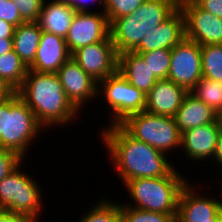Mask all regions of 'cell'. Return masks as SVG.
Wrapping results in <instances>:
<instances>
[{
  "mask_svg": "<svg viewBox=\"0 0 222 222\" xmlns=\"http://www.w3.org/2000/svg\"><path fill=\"white\" fill-rule=\"evenodd\" d=\"M102 129L104 147L122 182L168 176L175 168L165 153L130 136L119 124Z\"/></svg>",
  "mask_w": 222,
  "mask_h": 222,
  "instance_id": "1",
  "label": "cell"
},
{
  "mask_svg": "<svg viewBox=\"0 0 222 222\" xmlns=\"http://www.w3.org/2000/svg\"><path fill=\"white\" fill-rule=\"evenodd\" d=\"M17 93L44 129L66 126L73 122V118L76 119L77 114L80 115L66 97L56 73L28 69L23 85Z\"/></svg>",
  "mask_w": 222,
  "mask_h": 222,
  "instance_id": "2",
  "label": "cell"
},
{
  "mask_svg": "<svg viewBox=\"0 0 222 222\" xmlns=\"http://www.w3.org/2000/svg\"><path fill=\"white\" fill-rule=\"evenodd\" d=\"M179 8V0H146L132 14L110 24V36L118 54L132 52L143 37Z\"/></svg>",
  "mask_w": 222,
  "mask_h": 222,
  "instance_id": "3",
  "label": "cell"
},
{
  "mask_svg": "<svg viewBox=\"0 0 222 222\" xmlns=\"http://www.w3.org/2000/svg\"><path fill=\"white\" fill-rule=\"evenodd\" d=\"M188 182L177 169L168 176L131 179L123 184L131 197L130 203L124 205L144 211L177 214L180 193Z\"/></svg>",
  "mask_w": 222,
  "mask_h": 222,
  "instance_id": "4",
  "label": "cell"
},
{
  "mask_svg": "<svg viewBox=\"0 0 222 222\" xmlns=\"http://www.w3.org/2000/svg\"><path fill=\"white\" fill-rule=\"evenodd\" d=\"M41 129L44 128L17 92L0 102L1 148L14 151L24 158Z\"/></svg>",
  "mask_w": 222,
  "mask_h": 222,
  "instance_id": "5",
  "label": "cell"
},
{
  "mask_svg": "<svg viewBox=\"0 0 222 222\" xmlns=\"http://www.w3.org/2000/svg\"><path fill=\"white\" fill-rule=\"evenodd\" d=\"M119 125L130 136L165 154L181 147V133L174 117L141 111L127 116Z\"/></svg>",
  "mask_w": 222,
  "mask_h": 222,
  "instance_id": "6",
  "label": "cell"
},
{
  "mask_svg": "<svg viewBox=\"0 0 222 222\" xmlns=\"http://www.w3.org/2000/svg\"><path fill=\"white\" fill-rule=\"evenodd\" d=\"M19 167L0 181V210L23 214L38 222L43 210V191L37 178L23 173Z\"/></svg>",
  "mask_w": 222,
  "mask_h": 222,
  "instance_id": "7",
  "label": "cell"
},
{
  "mask_svg": "<svg viewBox=\"0 0 222 222\" xmlns=\"http://www.w3.org/2000/svg\"><path fill=\"white\" fill-rule=\"evenodd\" d=\"M97 93L98 97L103 95L112 110L109 126L119 124L131 114L145 111L146 95L118 71L98 82Z\"/></svg>",
  "mask_w": 222,
  "mask_h": 222,
  "instance_id": "8",
  "label": "cell"
},
{
  "mask_svg": "<svg viewBox=\"0 0 222 222\" xmlns=\"http://www.w3.org/2000/svg\"><path fill=\"white\" fill-rule=\"evenodd\" d=\"M202 77L200 45L185 37L171 49L167 79L189 92Z\"/></svg>",
  "mask_w": 222,
  "mask_h": 222,
  "instance_id": "9",
  "label": "cell"
},
{
  "mask_svg": "<svg viewBox=\"0 0 222 222\" xmlns=\"http://www.w3.org/2000/svg\"><path fill=\"white\" fill-rule=\"evenodd\" d=\"M185 19V37L200 46L222 44V18L201 9L193 0H179Z\"/></svg>",
  "mask_w": 222,
  "mask_h": 222,
  "instance_id": "10",
  "label": "cell"
},
{
  "mask_svg": "<svg viewBox=\"0 0 222 222\" xmlns=\"http://www.w3.org/2000/svg\"><path fill=\"white\" fill-rule=\"evenodd\" d=\"M71 58L97 82L118 71V53L111 36L101 42L77 49Z\"/></svg>",
  "mask_w": 222,
  "mask_h": 222,
  "instance_id": "11",
  "label": "cell"
},
{
  "mask_svg": "<svg viewBox=\"0 0 222 222\" xmlns=\"http://www.w3.org/2000/svg\"><path fill=\"white\" fill-rule=\"evenodd\" d=\"M110 24L102 12H76L65 41L71 55L82 47L106 40Z\"/></svg>",
  "mask_w": 222,
  "mask_h": 222,
  "instance_id": "12",
  "label": "cell"
},
{
  "mask_svg": "<svg viewBox=\"0 0 222 222\" xmlns=\"http://www.w3.org/2000/svg\"><path fill=\"white\" fill-rule=\"evenodd\" d=\"M193 186L188 182L182 189L176 220L178 222H222V200L203 196L196 192L198 188H195L194 184Z\"/></svg>",
  "mask_w": 222,
  "mask_h": 222,
  "instance_id": "13",
  "label": "cell"
},
{
  "mask_svg": "<svg viewBox=\"0 0 222 222\" xmlns=\"http://www.w3.org/2000/svg\"><path fill=\"white\" fill-rule=\"evenodd\" d=\"M56 74L66 97L79 112L87 101L98 97V82L84 72L72 58L66 61Z\"/></svg>",
  "mask_w": 222,
  "mask_h": 222,
  "instance_id": "14",
  "label": "cell"
},
{
  "mask_svg": "<svg viewBox=\"0 0 222 222\" xmlns=\"http://www.w3.org/2000/svg\"><path fill=\"white\" fill-rule=\"evenodd\" d=\"M221 128L222 122L218 119L216 122L183 132L181 134V148L187 159L196 162L204 159L212 160Z\"/></svg>",
  "mask_w": 222,
  "mask_h": 222,
  "instance_id": "15",
  "label": "cell"
},
{
  "mask_svg": "<svg viewBox=\"0 0 222 222\" xmlns=\"http://www.w3.org/2000/svg\"><path fill=\"white\" fill-rule=\"evenodd\" d=\"M185 38V19L183 12L178 8L167 20L154 27L139 45L132 51L143 53L157 49H172Z\"/></svg>",
  "mask_w": 222,
  "mask_h": 222,
  "instance_id": "16",
  "label": "cell"
},
{
  "mask_svg": "<svg viewBox=\"0 0 222 222\" xmlns=\"http://www.w3.org/2000/svg\"><path fill=\"white\" fill-rule=\"evenodd\" d=\"M188 91L169 79L158 80L146 94L145 111L174 117Z\"/></svg>",
  "mask_w": 222,
  "mask_h": 222,
  "instance_id": "17",
  "label": "cell"
},
{
  "mask_svg": "<svg viewBox=\"0 0 222 222\" xmlns=\"http://www.w3.org/2000/svg\"><path fill=\"white\" fill-rule=\"evenodd\" d=\"M71 58L65 38L42 31L34 62L28 69L56 73Z\"/></svg>",
  "mask_w": 222,
  "mask_h": 222,
  "instance_id": "18",
  "label": "cell"
},
{
  "mask_svg": "<svg viewBox=\"0 0 222 222\" xmlns=\"http://www.w3.org/2000/svg\"><path fill=\"white\" fill-rule=\"evenodd\" d=\"M179 132L216 122L219 114L188 92L174 116Z\"/></svg>",
  "mask_w": 222,
  "mask_h": 222,
  "instance_id": "19",
  "label": "cell"
},
{
  "mask_svg": "<svg viewBox=\"0 0 222 222\" xmlns=\"http://www.w3.org/2000/svg\"><path fill=\"white\" fill-rule=\"evenodd\" d=\"M76 11L62 1H44L37 23L44 32L65 38Z\"/></svg>",
  "mask_w": 222,
  "mask_h": 222,
  "instance_id": "20",
  "label": "cell"
},
{
  "mask_svg": "<svg viewBox=\"0 0 222 222\" xmlns=\"http://www.w3.org/2000/svg\"><path fill=\"white\" fill-rule=\"evenodd\" d=\"M118 72L145 95L158 81L143 58L134 52L118 54Z\"/></svg>",
  "mask_w": 222,
  "mask_h": 222,
  "instance_id": "21",
  "label": "cell"
},
{
  "mask_svg": "<svg viewBox=\"0 0 222 222\" xmlns=\"http://www.w3.org/2000/svg\"><path fill=\"white\" fill-rule=\"evenodd\" d=\"M41 34L42 29L37 22H24L18 27H15L13 50L27 67L35 60Z\"/></svg>",
  "mask_w": 222,
  "mask_h": 222,
  "instance_id": "22",
  "label": "cell"
},
{
  "mask_svg": "<svg viewBox=\"0 0 222 222\" xmlns=\"http://www.w3.org/2000/svg\"><path fill=\"white\" fill-rule=\"evenodd\" d=\"M27 70L14 50L0 56V77L16 92L22 87Z\"/></svg>",
  "mask_w": 222,
  "mask_h": 222,
  "instance_id": "23",
  "label": "cell"
},
{
  "mask_svg": "<svg viewBox=\"0 0 222 222\" xmlns=\"http://www.w3.org/2000/svg\"><path fill=\"white\" fill-rule=\"evenodd\" d=\"M200 49L203 77L222 82V44L202 45Z\"/></svg>",
  "mask_w": 222,
  "mask_h": 222,
  "instance_id": "24",
  "label": "cell"
},
{
  "mask_svg": "<svg viewBox=\"0 0 222 222\" xmlns=\"http://www.w3.org/2000/svg\"><path fill=\"white\" fill-rule=\"evenodd\" d=\"M218 114L222 111V82L202 77L189 91Z\"/></svg>",
  "mask_w": 222,
  "mask_h": 222,
  "instance_id": "25",
  "label": "cell"
},
{
  "mask_svg": "<svg viewBox=\"0 0 222 222\" xmlns=\"http://www.w3.org/2000/svg\"><path fill=\"white\" fill-rule=\"evenodd\" d=\"M96 203L78 219L79 222H121L120 202L102 198Z\"/></svg>",
  "mask_w": 222,
  "mask_h": 222,
  "instance_id": "26",
  "label": "cell"
},
{
  "mask_svg": "<svg viewBox=\"0 0 222 222\" xmlns=\"http://www.w3.org/2000/svg\"><path fill=\"white\" fill-rule=\"evenodd\" d=\"M139 54L158 80L167 79L171 63V49H157Z\"/></svg>",
  "mask_w": 222,
  "mask_h": 222,
  "instance_id": "27",
  "label": "cell"
},
{
  "mask_svg": "<svg viewBox=\"0 0 222 222\" xmlns=\"http://www.w3.org/2000/svg\"><path fill=\"white\" fill-rule=\"evenodd\" d=\"M121 222H173L176 214L144 211L120 203Z\"/></svg>",
  "mask_w": 222,
  "mask_h": 222,
  "instance_id": "28",
  "label": "cell"
},
{
  "mask_svg": "<svg viewBox=\"0 0 222 222\" xmlns=\"http://www.w3.org/2000/svg\"><path fill=\"white\" fill-rule=\"evenodd\" d=\"M146 0H105L104 14L109 24L136 11Z\"/></svg>",
  "mask_w": 222,
  "mask_h": 222,
  "instance_id": "29",
  "label": "cell"
},
{
  "mask_svg": "<svg viewBox=\"0 0 222 222\" xmlns=\"http://www.w3.org/2000/svg\"><path fill=\"white\" fill-rule=\"evenodd\" d=\"M24 22H37L45 0H11Z\"/></svg>",
  "mask_w": 222,
  "mask_h": 222,
  "instance_id": "30",
  "label": "cell"
},
{
  "mask_svg": "<svg viewBox=\"0 0 222 222\" xmlns=\"http://www.w3.org/2000/svg\"><path fill=\"white\" fill-rule=\"evenodd\" d=\"M23 162L24 159L18 153L0 147V181Z\"/></svg>",
  "mask_w": 222,
  "mask_h": 222,
  "instance_id": "31",
  "label": "cell"
},
{
  "mask_svg": "<svg viewBox=\"0 0 222 222\" xmlns=\"http://www.w3.org/2000/svg\"><path fill=\"white\" fill-rule=\"evenodd\" d=\"M0 19L11 23L15 27L24 23L18 8L11 0H0Z\"/></svg>",
  "mask_w": 222,
  "mask_h": 222,
  "instance_id": "32",
  "label": "cell"
},
{
  "mask_svg": "<svg viewBox=\"0 0 222 222\" xmlns=\"http://www.w3.org/2000/svg\"><path fill=\"white\" fill-rule=\"evenodd\" d=\"M201 9L222 18V0H193Z\"/></svg>",
  "mask_w": 222,
  "mask_h": 222,
  "instance_id": "33",
  "label": "cell"
},
{
  "mask_svg": "<svg viewBox=\"0 0 222 222\" xmlns=\"http://www.w3.org/2000/svg\"><path fill=\"white\" fill-rule=\"evenodd\" d=\"M52 1H62L70 5L76 12H91L90 9H87L89 2L93 5L94 3L98 4V7H102L103 10L101 12L104 13V3L105 0H52ZM88 10V11H87Z\"/></svg>",
  "mask_w": 222,
  "mask_h": 222,
  "instance_id": "34",
  "label": "cell"
},
{
  "mask_svg": "<svg viewBox=\"0 0 222 222\" xmlns=\"http://www.w3.org/2000/svg\"><path fill=\"white\" fill-rule=\"evenodd\" d=\"M0 222H34L31 218L6 210H0Z\"/></svg>",
  "mask_w": 222,
  "mask_h": 222,
  "instance_id": "35",
  "label": "cell"
},
{
  "mask_svg": "<svg viewBox=\"0 0 222 222\" xmlns=\"http://www.w3.org/2000/svg\"><path fill=\"white\" fill-rule=\"evenodd\" d=\"M15 26L3 19H0V37L13 38Z\"/></svg>",
  "mask_w": 222,
  "mask_h": 222,
  "instance_id": "36",
  "label": "cell"
},
{
  "mask_svg": "<svg viewBox=\"0 0 222 222\" xmlns=\"http://www.w3.org/2000/svg\"><path fill=\"white\" fill-rule=\"evenodd\" d=\"M16 91L0 77V102L9 99Z\"/></svg>",
  "mask_w": 222,
  "mask_h": 222,
  "instance_id": "37",
  "label": "cell"
},
{
  "mask_svg": "<svg viewBox=\"0 0 222 222\" xmlns=\"http://www.w3.org/2000/svg\"><path fill=\"white\" fill-rule=\"evenodd\" d=\"M212 160H214L216 163L218 162L217 165L220 164V168H222V128L217 138L216 149Z\"/></svg>",
  "mask_w": 222,
  "mask_h": 222,
  "instance_id": "38",
  "label": "cell"
},
{
  "mask_svg": "<svg viewBox=\"0 0 222 222\" xmlns=\"http://www.w3.org/2000/svg\"><path fill=\"white\" fill-rule=\"evenodd\" d=\"M13 50V38L0 37V56Z\"/></svg>",
  "mask_w": 222,
  "mask_h": 222,
  "instance_id": "39",
  "label": "cell"
},
{
  "mask_svg": "<svg viewBox=\"0 0 222 222\" xmlns=\"http://www.w3.org/2000/svg\"><path fill=\"white\" fill-rule=\"evenodd\" d=\"M219 119H220L221 122H222V111H221V113L219 114Z\"/></svg>",
  "mask_w": 222,
  "mask_h": 222,
  "instance_id": "40",
  "label": "cell"
}]
</instances>
